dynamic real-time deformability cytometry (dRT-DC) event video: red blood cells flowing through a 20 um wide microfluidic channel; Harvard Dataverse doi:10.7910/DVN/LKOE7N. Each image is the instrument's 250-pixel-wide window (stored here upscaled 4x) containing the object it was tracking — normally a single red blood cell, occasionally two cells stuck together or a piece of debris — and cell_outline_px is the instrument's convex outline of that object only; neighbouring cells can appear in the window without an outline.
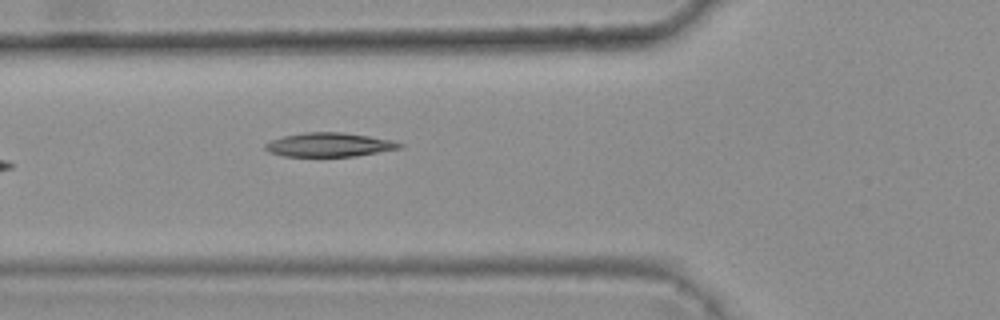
{"species": "common noctule bat (a hibernating species)", "species_latin": "Nyctalus noctula", "temperature_condition": "warm", "stored_images_in_passage": 5, "camera_frame_rate_fps": 3000, "um_per_image_px": 0.085, "animal": {"sex": "female", "body_mass_g": 25.1}, "frame": {"image": 1, "passage_image": 5, "time_ms": 1.333, "image_size_px": [1000, 320], "cell_outline_px": [[404, 148], [356, 156], [284, 156], [268, 152], [264, 148], [264, 144], [272, 140], [284, 136], [304, 132], [344, 132], [392, 140], [404, 144]], "centroid_in_image_um": [28.02, 12.3], "position_along_channel_um": 97.8, "area_um2": 18.84}}